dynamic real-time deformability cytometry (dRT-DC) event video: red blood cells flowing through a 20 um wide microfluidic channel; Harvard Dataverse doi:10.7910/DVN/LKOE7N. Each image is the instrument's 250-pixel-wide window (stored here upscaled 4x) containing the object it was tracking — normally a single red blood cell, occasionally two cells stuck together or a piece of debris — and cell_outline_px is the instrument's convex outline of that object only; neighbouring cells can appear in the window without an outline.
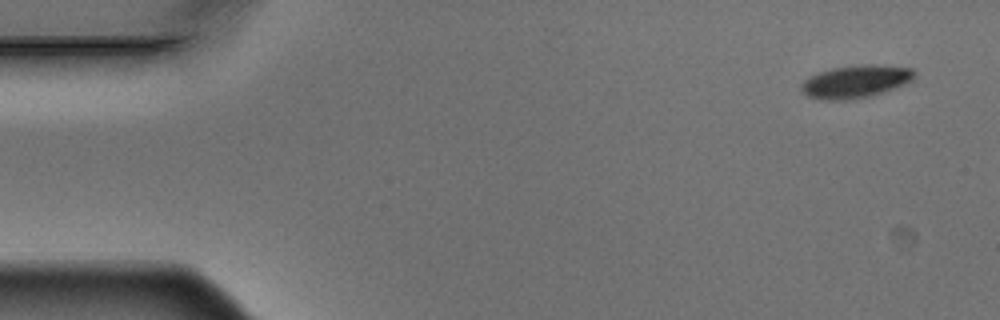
{"species": "Egyptian fruit bat (a non-hibernating species)", "species_latin": "Rousettus aegyptiacus", "temperature_condition": "warm", "stored_images_in_passage": 3, "camera_frame_rate_fps": 3000, "um_per_image_px": 0.085, "animal": {"sex": "male"}, "frame": {"image": 1, "passage_image": 1, "time_ms": 0.0, "image_size_px": [1000, 320], "cell_outline_px": [[916, 76], [908, 84], [872, 96], [844, 100], [820, 100], [808, 96], [800, 88], [804, 80], [808, 76], [832, 68], [864, 64], [872, 64], [912, 68], [916, 72]], "centroid_in_image_um": [72.77, 6.93], "position_along_channel_um": 12.2, "area_um2": 21.79}}